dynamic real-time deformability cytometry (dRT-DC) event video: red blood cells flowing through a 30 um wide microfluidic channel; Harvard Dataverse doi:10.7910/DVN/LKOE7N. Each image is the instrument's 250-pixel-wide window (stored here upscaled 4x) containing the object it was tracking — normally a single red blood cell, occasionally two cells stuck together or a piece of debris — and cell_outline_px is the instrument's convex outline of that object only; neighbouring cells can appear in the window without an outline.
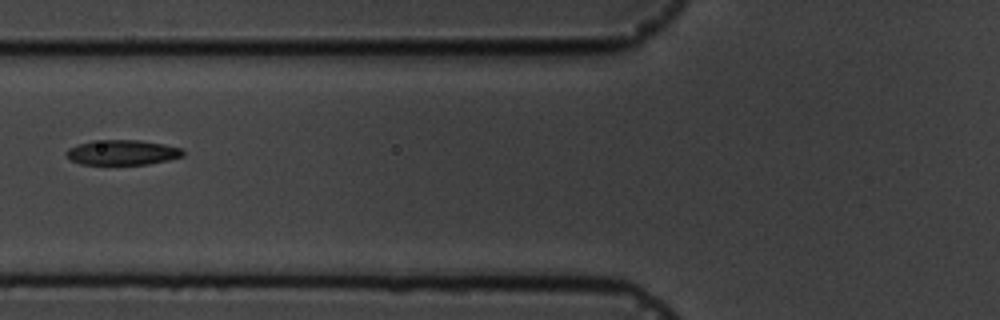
{"species": "common noctule bat (a hibernating species)", "species_latin": "Nyctalus noctula", "temperature_condition": "cold", "stored_images_in_passage": 17, "camera_frame_rate_fps": 3000, "um_per_image_px": 0.085, "animal": {"sex": "male", "body_mass_g": 19.5, "forearm_length_mm": 54.6}, "frame": {"image": 1, "passage_image": 7, "time_ms": 7.0, "image_size_px": [1000, 320], "cell_outline_px": [[184, 156], [168, 160], [148, 164], [80, 164], [72, 160], [64, 152], [68, 148], [92, 140], [140, 140], [164, 144], [180, 148], [184, 152]], "centroid_in_image_um": [10.4, 12.95], "position_along_channel_um": 115.4, "area_um2": 16.94}}
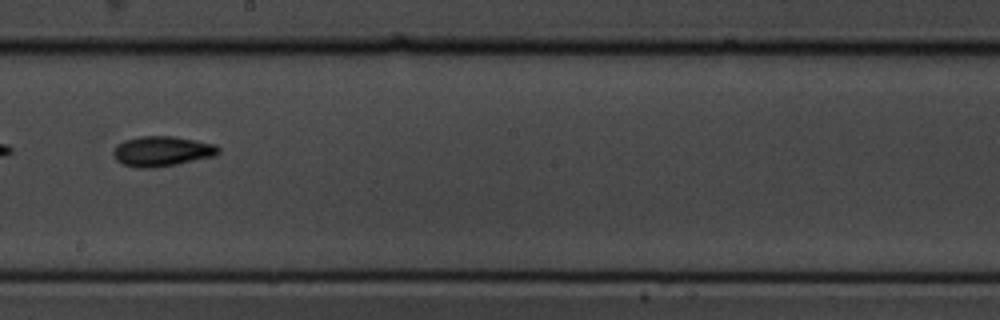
{"frame": {"image": 2, "passage_image": 10, "time_ms": 10.333, "image_size_px": [1000, 320], "cell_outline_px": [[220, 152], [216, 156], [176, 164], [152, 168], [140, 168], [124, 164], [116, 160], [112, 152], [124, 140], [140, 136], [172, 136], [196, 140], [216, 144], [220, 148]], "centroid_in_image_um": [13.82, 12.85], "position_along_channel_um": 234.4, "area_um2": 18.38}}
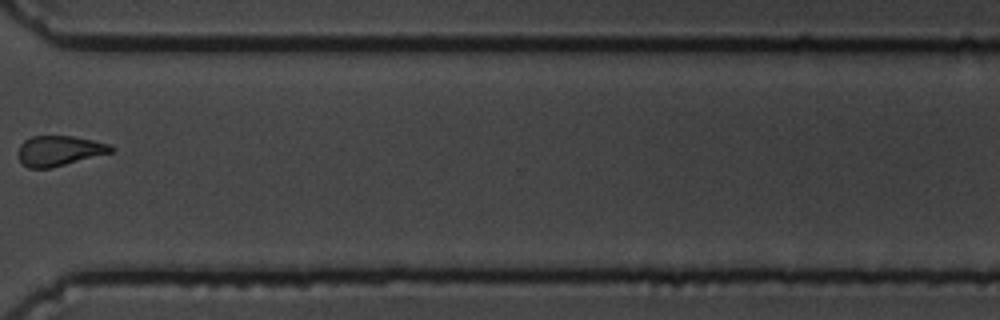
{"frame": {"image": 3, "passage_image": 13, "time_ms": 14.0, "image_size_px": [1000, 320], "cell_outline_px": [[116, 148], [112, 152], [48, 168], [28, 168], [20, 160], [20, 144], [24, 140], [32, 136], [72, 136], [92, 140], [108, 144]], "centroid_in_image_um": [5.04, 12.8], "position_along_channel_um": 365.6, "area_um2": 15.9}, "authors_computed_cell_mechanics": {"area_um2": 17.4556, "velocity_mm_per_s": 3.5628, "shape_relaxation_time_tau1_ms": 2.069, "shape_relaxation_time_tau2_ms": null, "deformation_change_tau1": 0.0846, "deformation_change_tau2": null}}